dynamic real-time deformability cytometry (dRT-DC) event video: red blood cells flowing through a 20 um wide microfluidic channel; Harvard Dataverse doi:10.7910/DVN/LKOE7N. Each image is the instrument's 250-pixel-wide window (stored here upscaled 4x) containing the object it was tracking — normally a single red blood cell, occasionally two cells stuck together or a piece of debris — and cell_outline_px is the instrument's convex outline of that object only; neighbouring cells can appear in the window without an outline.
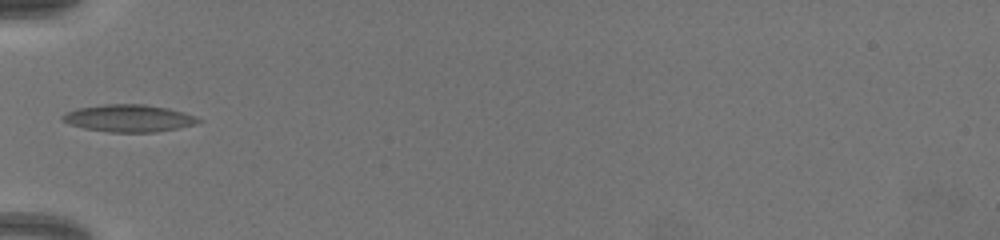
{"species": "common noctule bat (a hibernating species)", "species_latin": "Nyctalus noctula", "temperature_condition": "warm", "stored_images_in_passage": 42, "camera_frame_rate_fps": 3000, "um_per_image_px": 0.085, "animal": {"sex": "female", "body_mass_g": 19.5, "forearm_length_mm": 54.1}, "frame": {"image": 1, "passage_image": 1, "time_ms": 0.0, "image_size_px": [1000, 240], "cell_outline_px": [[204, 120], [196, 124], [156, 132], [108, 132], [84, 128], [68, 124], [60, 120], [60, 116], [68, 112], [80, 108], [104, 104], [144, 104], [168, 108], [184, 112], [196, 116]], "centroid_in_image_um": [10.96, 10.05], "position_along_channel_um": 74.0, "area_um2": 21.62}}
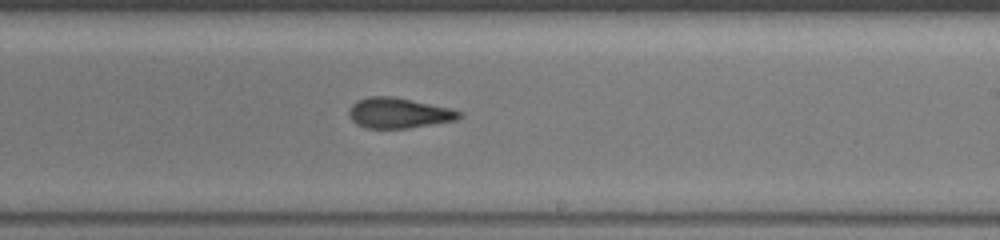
{"frame": {"image": 2, "passage_image": 18, "time_ms": 5.667, "image_size_px": [1000, 240], "cell_outline_px": [[464, 116], [456, 120], [408, 128], [364, 128], [356, 124], [352, 120], [348, 112], [352, 104], [356, 100], [368, 96], [392, 96], [448, 108], [464, 112]], "centroid_in_image_um": [33.87, 9.61], "position_along_channel_um": 255.1, "area_um2": 19.48}}
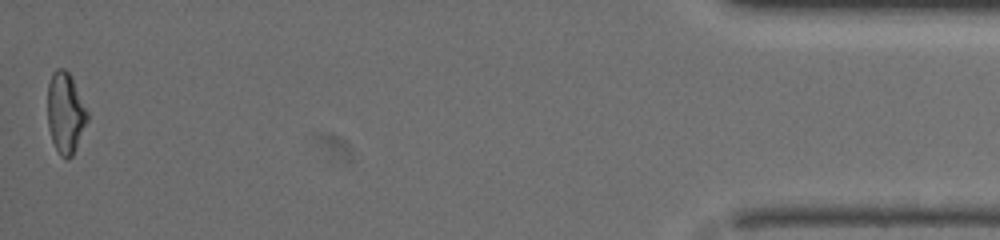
{"frame": {"image": 3, "passage_image": 42, "time_ms": 13.667, "image_size_px": [1000, 240], "cell_outline_px": [[88, 120], [76, 148], [72, 156], [68, 160], [60, 156], [52, 140], [48, 128], [48, 84], [52, 72], [56, 68], [64, 68], [72, 76], [88, 112]], "centroid_in_image_um": [5.56, 9.58], "position_along_channel_um": 429.6, "area_um2": 18.9}}